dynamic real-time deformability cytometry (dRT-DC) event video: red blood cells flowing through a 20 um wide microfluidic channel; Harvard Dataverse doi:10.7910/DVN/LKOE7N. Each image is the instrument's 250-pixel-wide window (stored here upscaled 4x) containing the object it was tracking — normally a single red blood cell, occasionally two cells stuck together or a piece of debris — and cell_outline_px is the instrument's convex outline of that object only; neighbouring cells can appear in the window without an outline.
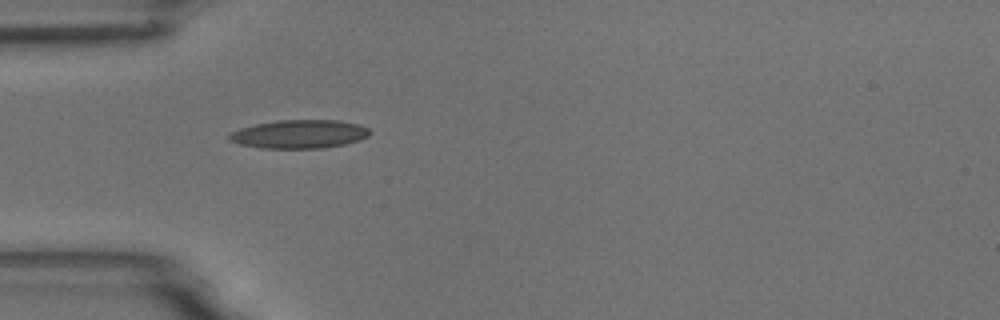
{"species": "common noctule bat (a hibernating species)", "species_latin": "Nyctalus noctula", "temperature_condition": "room temperature", "stored_images_in_passage": 36, "camera_frame_rate_fps": 3000, "um_per_image_px": 0.085, "animal": {"sex": "male", "body_mass_g": 18.8}, "frame": {"image": 1, "passage_image": 1, "time_ms": 0.0, "image_size_px": [1000, 320], "cell_outline_px": [[368, 136], [360, 140], [344, 144], [324, 148], [260, 148], [240, 144], [228, 140], [228, 136], [232, 132], [240, 128], [256, 124], [276, 120], [340, 120], [360, 124], [368, 128]], "centroid_in_image_um": [25.44, 11.39], "position_along_channel_um": 59.6, "area_um2": 23.35}}
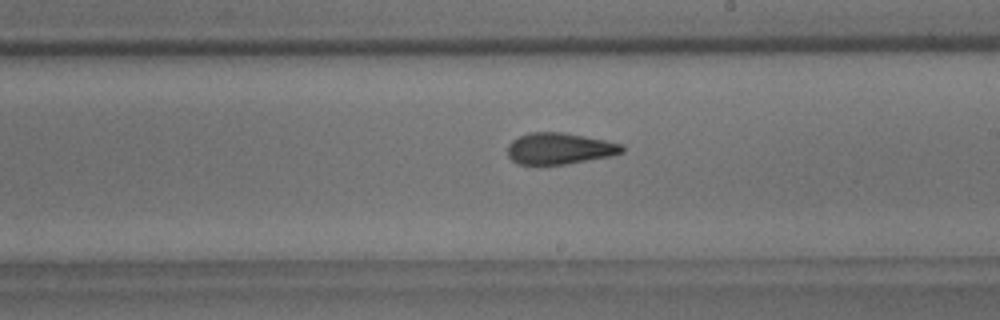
{"frame": {"image": 2, "passage_image": 16, "time_ms": 5.0, "image_size_px": [1000, 320], "cell_outline_px": [[624, 152], [612, 156], [568, 164], [536, 168], [516, 164], [508, 156], [508, 144], [512, 140], [528, 132], [564, 132], [624, 144]], "centroid_in_image_um": [47.52, 12.67], "position_along_channel_um": 241.5, "area_um2": 21.85}}
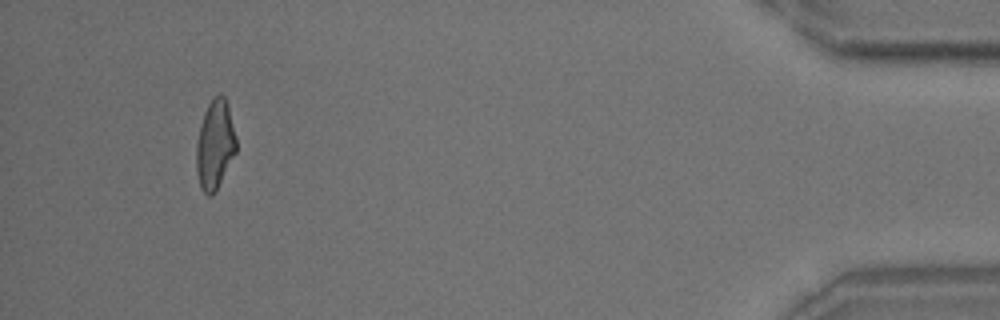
{"frame": {"image": 3, "passage_image": 36, "time_ms": 11.667, "image_size_px": [1000, 320], "cell_outline_px": [[236, 152], [216, 192], [212, 196], [208, 196], [200, 188], [196, 168], [196, 144], [200, 124], [204, 112], [208, 104], [220, 92], [224, 96], [228, 104], [236, 136]], "centroid_in_image_um": [18.27, 12.32], "position_along_channel_um": 416.9, "area_um2": 20.92}, "authors_computed_cell_mechanics": {"area_um2": 20.9814, "velocity_mm_per_s": 3.6806, "shape_relaxation_time_tau1_ms": 6.7856, "shape_relaxation_time_tau2_ms": 2.605, "deformation_change_tau1": 0.1943, "deformation_change_tau2": 0.1082}}